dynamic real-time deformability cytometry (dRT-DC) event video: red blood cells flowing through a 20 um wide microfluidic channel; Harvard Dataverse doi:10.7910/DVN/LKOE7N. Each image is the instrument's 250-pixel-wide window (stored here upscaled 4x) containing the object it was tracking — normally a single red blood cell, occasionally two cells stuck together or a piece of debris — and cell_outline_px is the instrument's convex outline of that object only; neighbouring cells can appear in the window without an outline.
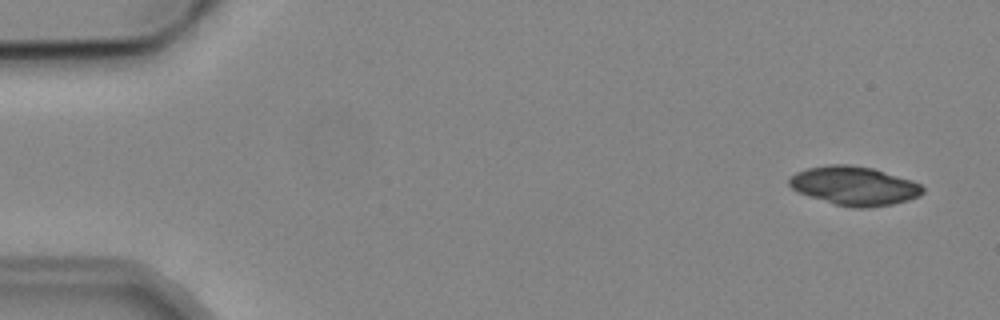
{"species": "common noctule bat (a hibernating species)", "species_latin": "Nyctalus noctula", "temperature_condition": "cold", "stored_images_in_passage": 4, "camera_frame_rate_fps": 3000, "um_per_image_px": 0.085, "animal": {"sex": "male", "body_mass_g": 19.2, "forearm_length_mm": 51.8}, "frame": {"image": 1, "passage_image": 1, "time_ms": 0.0, "image_size_px": [1000, 320], "cell_outline_px": [[924, 192], [920, 196], [908, 200], [892, 204], [868, 208], [852, 208], [836, 204], [800, 192], [792, 188], [788, 184], [788, 180], [796, 172], [808, 168], [832, 164], [848, 164], [872, 168], [912, 180], [920, 184], [924, 188]], "centroid_in_image_um": [72.65, 15.79], "position_along_channel_um": 12.3, "area_um2": 29.94}}